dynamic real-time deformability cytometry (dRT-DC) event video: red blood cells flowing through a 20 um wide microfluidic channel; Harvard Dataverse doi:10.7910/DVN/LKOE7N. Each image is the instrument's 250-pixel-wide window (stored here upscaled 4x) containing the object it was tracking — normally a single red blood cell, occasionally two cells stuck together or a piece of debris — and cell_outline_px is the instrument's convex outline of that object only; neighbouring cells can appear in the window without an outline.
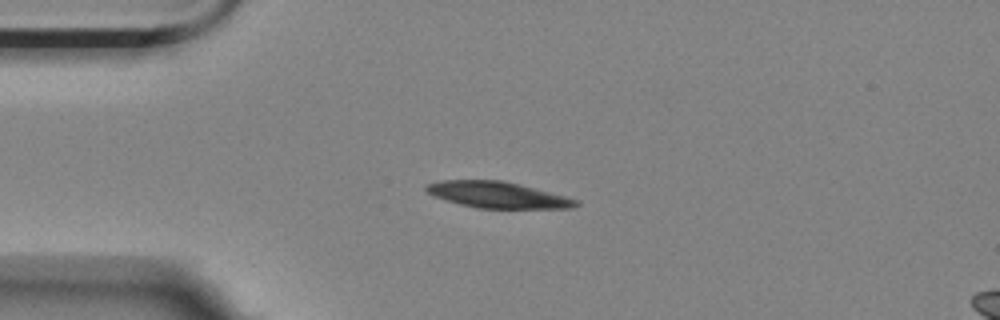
{"species": "Egyptian fruit bat (a non-hibernating species)", "species_latin": "Rousettus aegyptiacus", "temperature_condition": "room temperature", "stored_images_in_passage": 44, "camera_frame_rate_fps": 3000, "um_per_image_px": 0.085, "animal": {"sex": "female"}, "frame": {"image": 1, "passage_image": 1, "time_ms": 0.0, "image_size_px": [1000, 320], "cell_outline_px": [[580, 204], [572, 208], [476, 208], [460, 204], [436, 196], [428, 192], [424, 188], [424, 184], [440, 180], [504, 180], [520, 184], [580, 200]], "centroid_in_image_um": [42.31, 16.55], "position_along_channel_um": 42.7, "area_um2": 22.83}}
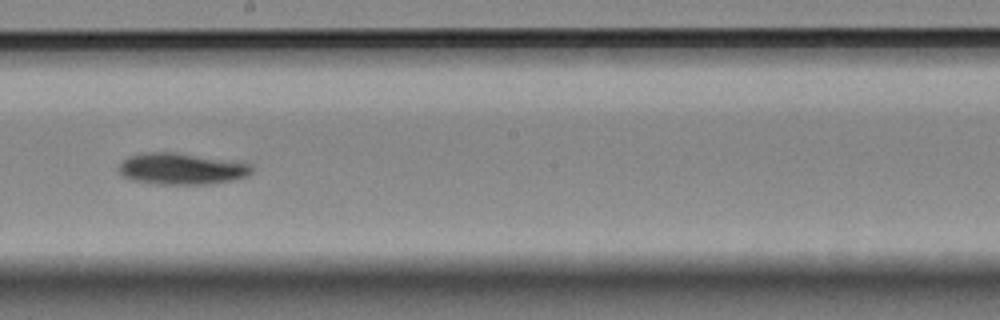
{"frame": {"image": 2, "passage_image": 19, "time_ms": 6.0, "image_size_px": [1000, 320], "cell_outline_px": [[252, 172], [248, 176], [232, 180], [208, 184], [156, 184], [132, 180], [124, 176], [116, 168], [128, 156], [144, 152], [172, 152], [244, 160], [252, 164]], "centroid_in_image_um": [15.51, 14.32], "position_along_channel_um": 232.7, "area_um2": 24.97}}
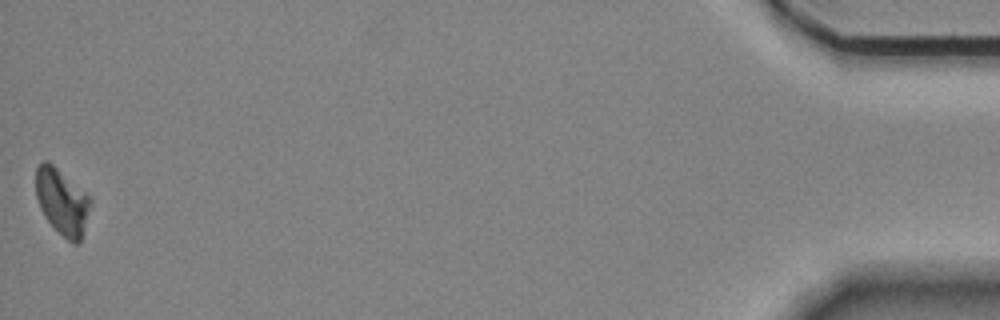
{"frame": {"image": 3, "passage_image": 44, "time_ms": 14.333, "image_size_px": [1000, 320], "cell_outline_px": [[92, 204], [80, 244], [72, 244], [44, 216], [40, 208], [36, 196], [36, 168], [44, 160], [48, 160], [92, 196]], "centroid_in_image_um": [5.32, 17.13], "position_along_channel_um": 429.9, "area_um2": 21.33}, "authors_computed_cell_mechanics": {"area_um2": 23.0333, "velocity_mm_per_s": 3.4972, "shape_relaxation_time_tau1_ms": 3.9732, "shape_relaxation_time_tau2_ms": null, "deformation_change_tau1": 0.1042, "deformation_change_tau2": null}}